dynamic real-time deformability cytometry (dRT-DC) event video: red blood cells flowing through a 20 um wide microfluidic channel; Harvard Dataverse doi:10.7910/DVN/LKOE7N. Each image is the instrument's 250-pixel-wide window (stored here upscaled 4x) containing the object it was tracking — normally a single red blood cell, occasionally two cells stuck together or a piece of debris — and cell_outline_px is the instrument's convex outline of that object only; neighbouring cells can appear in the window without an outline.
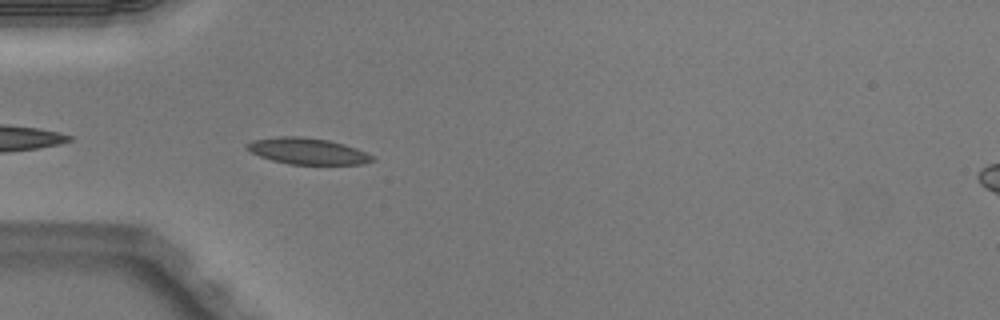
{"species": "Egyptian fruit bat (a non-hibernating species)", "species_latin": "Rousettus aegyptiacus", "temperature_condition": "warm", "stored_images_in_passage": 26, "camera_frame_rate_fps": 3000, "um_per_image_px": 0.085, "animal": {"sex": "male"}, "frame": {"image": 1, "passage_image": 2, "time_ms": 0.333, "image_size_px": [1000, 320], "cell_outline_px": [[376, 160], [364, 164], [288, 164], [272, 160], [260, 156], [244, 148], [252, 140], [280, 136], [300, 136], [328, 140], [344, 144], [356, 148], [376, 156]], "centroid_in_image_um": [26.18, 12.85], "position_along_channel_um": 58.8, "area_um2": 19.25}}
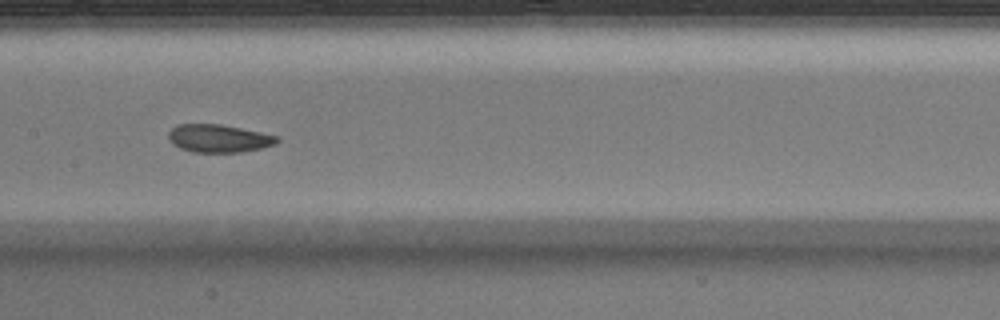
{"frame": {"image": 2, "passage_image": 12, "time_ms": 3.667, "image_size_px": [1000, 320], "cell_outline_px": [[280, 140], [276, 144], [260, 148], [240, 152], [192, 152], [180, 148], [172, 144], [168, 136], [168, 132], [176, 124], [220, 124], [280, 136]], "centroid_in_image_um": [18.59, 11.76], "position_along_channel_um": 188.8, "area_um2": 17.69}}
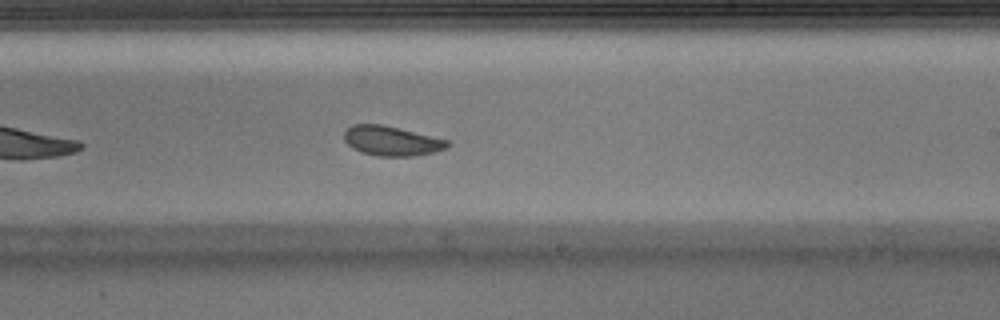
{"frame": {"image": 3, "passage_image": 17, "time_ms": 5.333, "image_size_px": [1000, 320], "cell_outline_px": [[452, 144], [448, 148], [432, 152], [412, 156], [376, 156], [360, 152], [352, 148], [344, 140], [344, 132], [352, 124], [384, 124], [448, 140]], "centroid_in_image_um": [33.28, 11.97], "position_along_channel_um": 255.7, "area_um2": 17.98}, "authors_computed_cell_mechanics": {"area_um2": 18.4093, "velocity_mm_per_s": 4.0275, "shape_relaxation_time_tau1_ms": 5.0527, "shape_relaxation_time_tau2_ms": 2.9987, "deformation_change_tau1": 0.1181, "deformation_change_tau2": 0.0778}}